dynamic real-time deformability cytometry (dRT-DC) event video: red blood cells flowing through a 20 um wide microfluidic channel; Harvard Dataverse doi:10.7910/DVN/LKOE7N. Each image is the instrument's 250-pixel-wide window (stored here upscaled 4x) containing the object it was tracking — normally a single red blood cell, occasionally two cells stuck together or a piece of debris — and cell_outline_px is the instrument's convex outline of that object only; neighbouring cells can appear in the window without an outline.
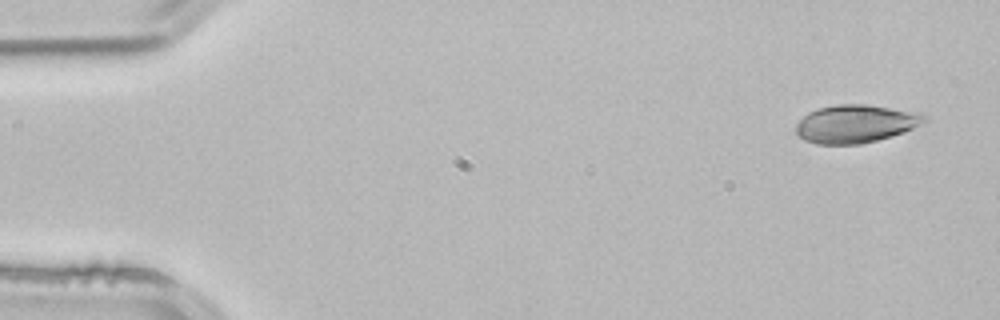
{"species": "common noctule bat (a hibernating species)", "species_latin": "Nyctalus noctula", "temperature_condition": "room temperature", "stored_images_in_passage": 3, "camera_frame_rate_fps": 3000, "um_per_image_px": 0.085, "animal": {"sex": "male", "body_mass_g": 21.5, "forearm_length_mm": 52.0}, "frame": {"image": 1, "passage_image": 3, "time_ms": 0.667, "image_size_px": [1000, 320], "cell_outline_px": [[928, 120], [904, 132], [876, 140], [860, 144], [816, 144], [804, 140], [796, 136], [796, 124], [808, 112], [816, 108], [836, 104], [864, 104], [920, 112]], "centroid_in_image_um": [72.68, 10.52], "position_along_channel_um": 12.3, "area_um2": 28.5}}